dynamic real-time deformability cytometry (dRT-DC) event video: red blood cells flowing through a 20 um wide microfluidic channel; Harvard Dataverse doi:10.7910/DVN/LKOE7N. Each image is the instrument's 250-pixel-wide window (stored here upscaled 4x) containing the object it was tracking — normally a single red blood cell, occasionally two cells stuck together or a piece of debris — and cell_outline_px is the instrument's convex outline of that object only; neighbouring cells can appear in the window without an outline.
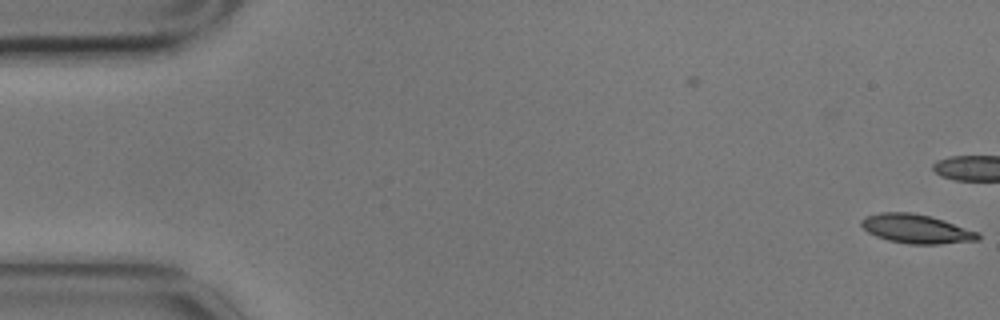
{"species": "common noctule bat (a hibernating species)", "species_latin": "Nyctalus noctula", "temperature_condition": "cold", "stored_images_in_passage": 2, "camera_frame_rate_fps": 3000, "um_per_image_px": 0.085, "animal": {"sex": "male", "body_mass_g": 17.9}, "frame": {"image": 1, "passage_image": 2, "time_ms": 0.333, "image_size_px": [1000, 320], "cell_outline_px": [[980, 240], [940, 244], [908, 244], [888, 240], [876, 236], [868, 232], [860, 224], [860, 220], [864, 216], [880, 212], [912, 212], [932, 216], [980, 232]], "centroid_in_image_um": [77.9, 19.44], "position_along_channel_um": 7.1, "area_um2": 20.0}}